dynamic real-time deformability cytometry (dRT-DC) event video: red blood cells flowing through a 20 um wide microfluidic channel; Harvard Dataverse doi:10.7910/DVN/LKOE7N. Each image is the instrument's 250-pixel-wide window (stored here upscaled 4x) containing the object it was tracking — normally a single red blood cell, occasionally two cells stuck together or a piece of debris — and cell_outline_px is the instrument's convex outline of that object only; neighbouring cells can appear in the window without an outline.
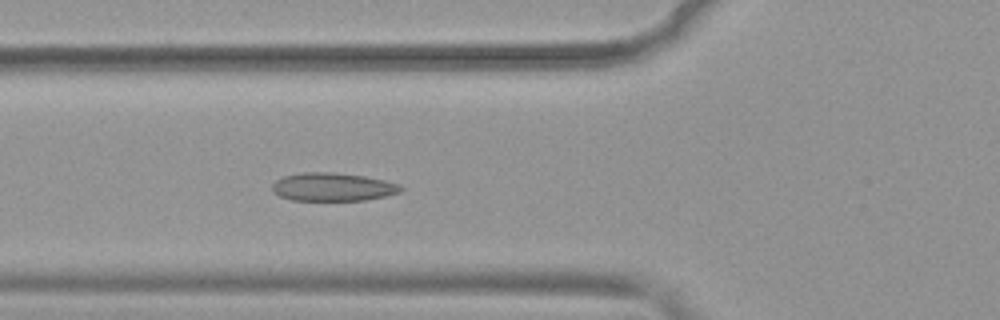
{"species": "common noctule bat (a hibernating species)", "species_latin": "Nyctalus noctula", "temperature_condition": "warm", "stored_images_in_passage": 51, "camera_frame_rate_fps": 3000, "um_per_image_px": 0.085, "animal": {"sex": "female", "body_mass_g": 19.9}, "frame": {"image": 1, "passage_image": 19, "time_ms": 6.0, "image_size_px": [1000, 320], "cell_outline_px": [[404, 188], [400, 192], [384, 196], [364, 200], [292, 200], [280, 196], [272, 192], [272, 184], [276, 180], [284, 176], [304, 172], [332, 172], [364, 176], [384, 180], [400, 184]], "centroid_in_image_um": [28.28, 15.89], "position_along_channel_um": 97.5, "area_um2": 21.1}}
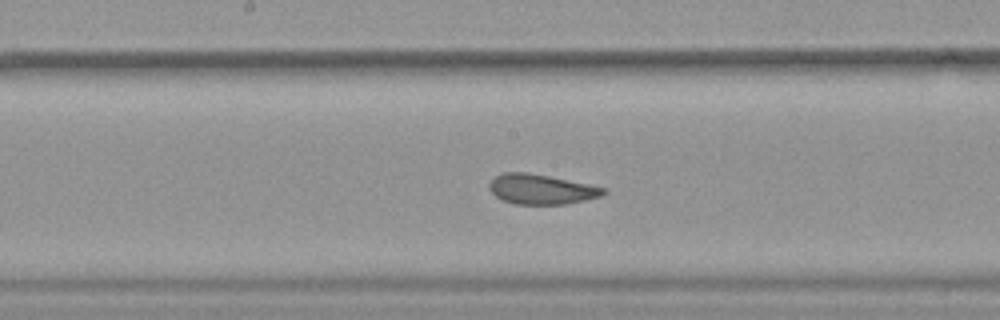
{"frame": {"image": 2, "passage_image": 27, "time_ms": 8.667, "image_size_px": [1000, 320], "cell_outline_px": [[608, 192], [600, 196], [568, 204], [516, 204], [500, 200], [488, 188], [488, 184], [496, 176], [504, 172], [528, 172], [588, 184], [604, 188]], "centroid_in_image_um": [45.97, 16.09], "position_along_channel_um": 202.2, "area_um2": 19.83}}
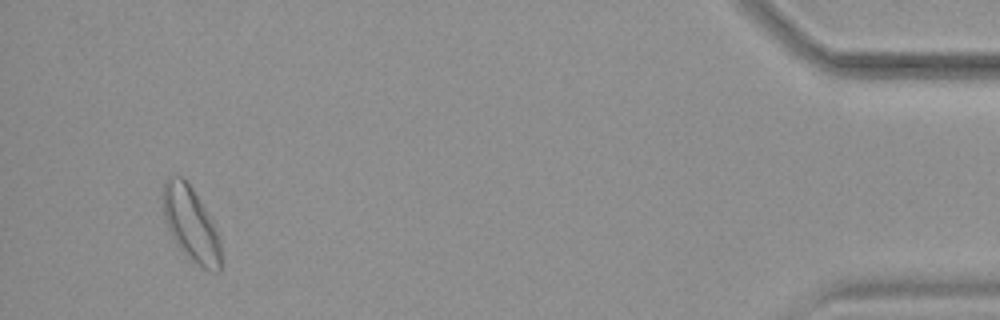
{"frame": {"image": 3, "passage_image": 49, "time_ms": 16.0, "image_size_px": [1000, 320], "cell_outline_px": [[220, 272], [212, 272], [196, 264], [176, 244], [164, 220], [160, 208], [160, 196], [164, 180], [168, 176], [180, 176], [192, 188], [208, 212], [216, 228], [220, 240]], "centroid_in_image_um": [16.17, 19.0], "position_along_channel_um": 419.0, "area_um2": 25.49}, "authors_computed_cell_mechanics": {"area_um2": 21.2704, "velocity_mm_per_s": 3.9211, "shape_relaxation_time_tau1_ms": 3.4891, "shape_relaxation_time_tau2_ms": 1.1227, "deformation_change_tau1": 0.1029, "deformation_change_tau2": 0.0495}}